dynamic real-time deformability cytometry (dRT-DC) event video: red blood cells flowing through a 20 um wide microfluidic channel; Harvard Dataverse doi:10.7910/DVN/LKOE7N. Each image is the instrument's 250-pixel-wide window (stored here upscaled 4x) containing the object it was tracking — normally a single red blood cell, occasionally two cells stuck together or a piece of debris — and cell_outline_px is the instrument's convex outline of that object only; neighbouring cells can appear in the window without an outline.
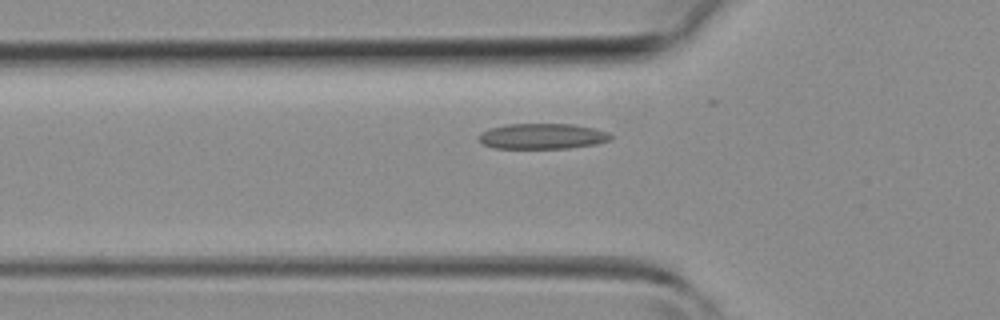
{"species": "common noctule bat (a hibernating species)", "species_latin": "Nyctalus noctula", "temperature_condition": "room temperature", "stored_images_in_passage": 29, "camera_frame_rate_fps": 3000, "um_per_image_px": 0.085, "animal": {"sex": "female", "body_mass_g": 19.3, "forearm_length_mm": 54.1}, "frame": {"image": 1, "passage_image": 8, "time_ms": 2.333, "image_size_px": [1000, 320], "cell_outline_px": [[612, 140], [596, 144], [568, 148], [496, 148], [484, 144], [480, 140], [480, 132], [492, 128], [508, 124], [572, 124], [596, 128], [608, 132], [612, 136]], "centroid_in_image_um": [46.17, 11.58], "position_along_channel_um": 79.6, "area_um2": 19.54}}
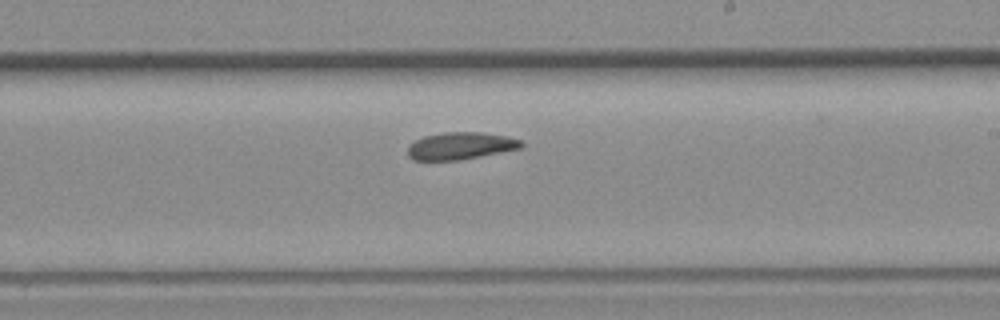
{"frame": {"image": 2, "passage_image": 19, "time_ms": 6.0, "image_size_px": [1000, 320], "cell_outline_px": [[524, 144], [520, 148], [460, 160], [412, 160], [408, 156], [408, 148], [416, 140], [424, 136], [444, 132], [480, 132], [508, 136], [520, 140]], "centroid_in_image_um": [39.14, 12.39], "position_along_channel_um": 249.9, "area_um2": 17.86}}
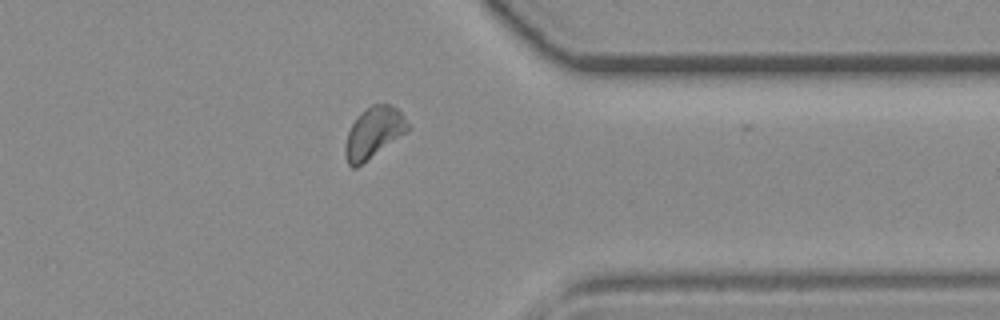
{"frame": {"image": 3, "passage_image": 28, "time_ms": 9.0, "image_size_px": [1000, 320], "cell_outline_px": [[412, 128], [408, 132], [356, 168], [352, 168], [348, 164], [344, 152], [344, 148], [348, 132], [356, 116], [360, 112], [372, 104], [392, 104], [400, 112]], "centroid_in_image_um": [31.77, 11.28], "position_along_channel_um": 379.6, "area_um2": 18.79}}